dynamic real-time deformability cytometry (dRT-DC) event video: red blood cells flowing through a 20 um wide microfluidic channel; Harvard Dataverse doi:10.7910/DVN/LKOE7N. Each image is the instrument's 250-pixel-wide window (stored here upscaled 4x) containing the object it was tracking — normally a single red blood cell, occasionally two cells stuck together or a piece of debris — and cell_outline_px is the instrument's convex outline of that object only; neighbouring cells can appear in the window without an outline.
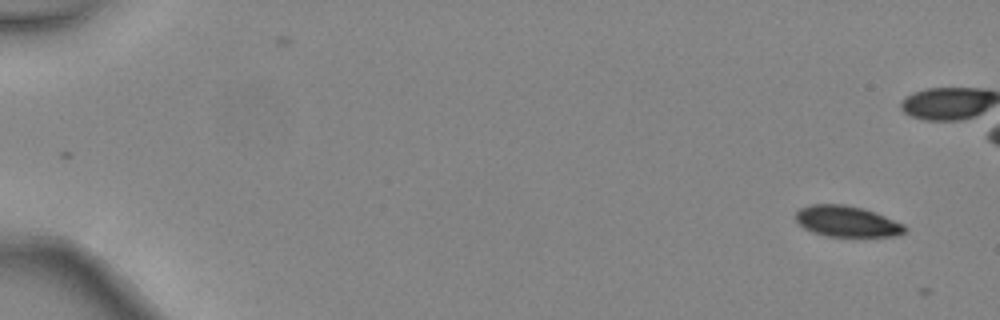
{"species": "common noctule bat (a hibernating species)", "species_latin": "Nyctalus noctula", "temperature_condition": "warm", "stored_images_in_passage": 5, "camera_frame_rate_fps": 3000, "um_per_image_px": 0.085, "animal": {"sex": "female", "body_mass_g": 24.6, "forearm_length_mm": 56.2}, "frame": {"image": 1, "passage_image": 1, "time_ms": 0.0, "image_size_px": [1000, 320], "cell_outline_px": [[908, 228], [904, 232], [896, 236], [824, 236], [812, 232], [804, 228], [796, 220], [796, 212], [800, 208], [808, 204], [844, 204], [864, 208], [876, 212], [904, 224]], "centroid_in_image_um": [71.99, 18.81], "position_along_channel_um": 13.0, "area_um2": 19.83}}